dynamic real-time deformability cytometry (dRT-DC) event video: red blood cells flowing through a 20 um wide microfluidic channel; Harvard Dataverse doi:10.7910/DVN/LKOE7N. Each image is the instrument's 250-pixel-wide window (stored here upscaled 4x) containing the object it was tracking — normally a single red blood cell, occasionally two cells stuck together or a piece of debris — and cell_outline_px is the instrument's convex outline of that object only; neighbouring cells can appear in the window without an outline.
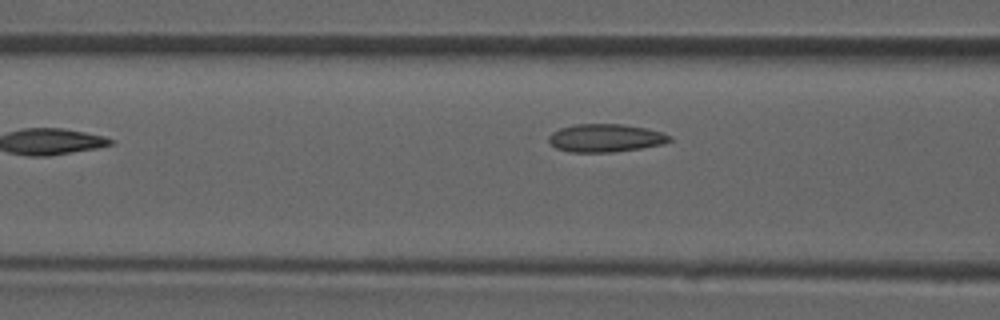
{"species": "common noctule bat (a hibernating species)", "species_latin": "Nyctalus noctula", "temperature_condition": "room temperature", "stored_images_in_passage": 7, "camera_frame_rate_fps": 3000, "um_per_image_px": 0.085, "animal": {"sex": "male", "forearm_length_mm": 52.5}, "frame": {"image": 1, "passage_image": 6, "time_ms": 1.667, "image_size_px": [1000, 320], "cell_outline_px": [[672, 140], [664, 144], [640, 148], [612, 152], [568, 152], [556, 148], [548, 140], [548, 136], [552, 132], [560, 128], [576, 124], [620, 124], [644, 128], [660, 132], [672, 136]], "centroid_in_image_um": [51.45, 11.73], "position_along_channel_um": 115.1, "area_um2": 19.65}}
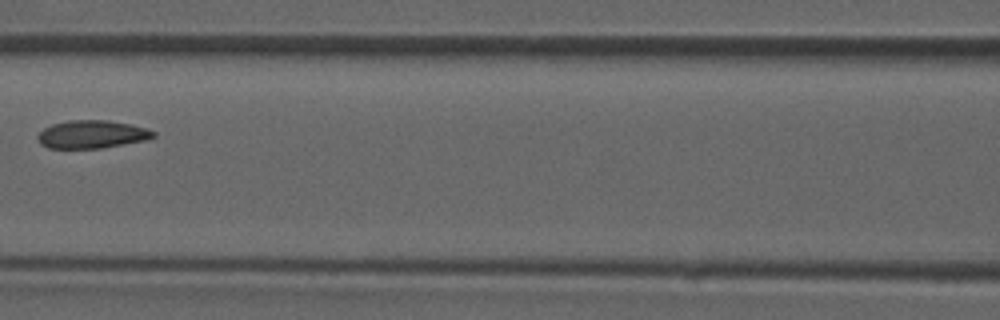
{"frame": {"image": 2, "passage_image": 7, "time_ms": 2.0, "image_size_px": [1000, 320], "cell_outline_px": [[156, 136], [144, 140], [100, 148], [48, 148], [40, 144], [36, 136], [44, 128], [52, 124], [68, 120], [108, 120], [132, 124], [148, 128], [156, 132]], "centroid_in_image_um": [7.81, 11.41], "position_along_channel_um": 158.8, "area_um2": 18.9}}